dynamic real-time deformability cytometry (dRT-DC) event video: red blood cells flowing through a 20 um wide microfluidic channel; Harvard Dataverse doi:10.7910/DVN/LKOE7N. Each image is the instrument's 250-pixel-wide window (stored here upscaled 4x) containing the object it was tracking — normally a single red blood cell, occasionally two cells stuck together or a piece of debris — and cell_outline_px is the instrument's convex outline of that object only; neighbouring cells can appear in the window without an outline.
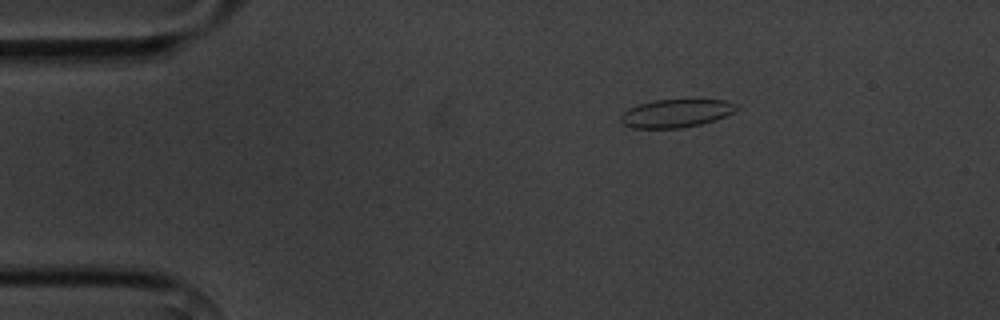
{"species": "common noctule bat (a hibernating species)", "species_latin": "Nyctalus noctula", "temperature_condition": "cold", "stored_images_in_passage": 5, "camera_frame_rate_fps": 3000, "um_per_image_px": 0.085, "animal": {"sex": "male", "body_mass_g": 20.1, "forearm_length_mm": 53.5}, "frame": {"image": 1, "passage_image": 3, "time_ms": 2.333, "image_size_px": [1000, 320], "cell_outline_px": [[740, 108], [716, 120], [700, 124], [680, 128], [632, 128], [624, 124], [620, 120], [620, 116], [628, 108], [640, 104], [656, 100], [724, 100], [736, 104]], "centroid_in_image_um": [57.46, 9.63], "position_along_channel_um": 27.5, "area_um2": 18.79}}